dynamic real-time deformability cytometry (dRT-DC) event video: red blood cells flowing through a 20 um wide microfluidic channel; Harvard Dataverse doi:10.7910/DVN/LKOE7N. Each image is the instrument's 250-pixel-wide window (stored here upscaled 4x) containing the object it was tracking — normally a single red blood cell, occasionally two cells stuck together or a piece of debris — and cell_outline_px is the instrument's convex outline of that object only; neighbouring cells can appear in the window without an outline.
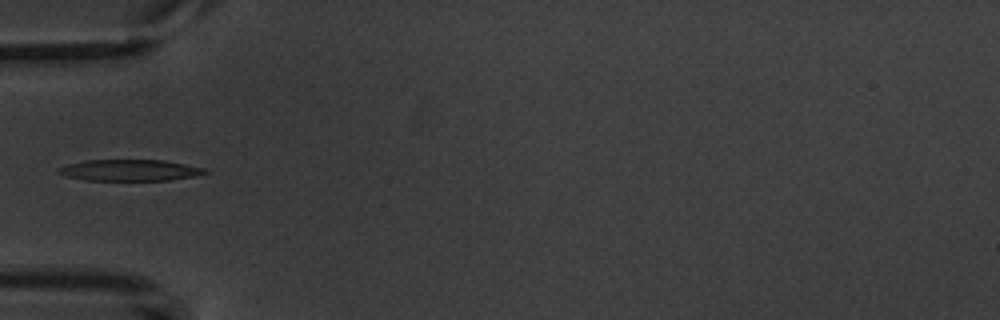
{"species": "common noctule bat (a hibernating species)", "species_latin": "Nyctalus noctula", "temperature_condition": "warm", "stored_images_in_passage": 5, "camera_frame_rate_fps": 3000, "um_per_image_px": 0.085, "animal": {"sex": "male", "body_mass_g": 20.1, "forearm_length_mm": 53.5}, "frame": {"image": 1, "passage_image": 5, "time_ms": 8.0, "image_size_px": [1000, 320], "cell_outline_px": [[208, 172], [196, 176], [168, 180], [84, 180], [64, 176], [56, 172], [56, 168], [68, 164], [84, 160], [164, 160], [204, 168]], "centroid_in_image_um": [10.96, 14.47], "position_along_channel_um": 74.0, "area_um2": 18.21}}